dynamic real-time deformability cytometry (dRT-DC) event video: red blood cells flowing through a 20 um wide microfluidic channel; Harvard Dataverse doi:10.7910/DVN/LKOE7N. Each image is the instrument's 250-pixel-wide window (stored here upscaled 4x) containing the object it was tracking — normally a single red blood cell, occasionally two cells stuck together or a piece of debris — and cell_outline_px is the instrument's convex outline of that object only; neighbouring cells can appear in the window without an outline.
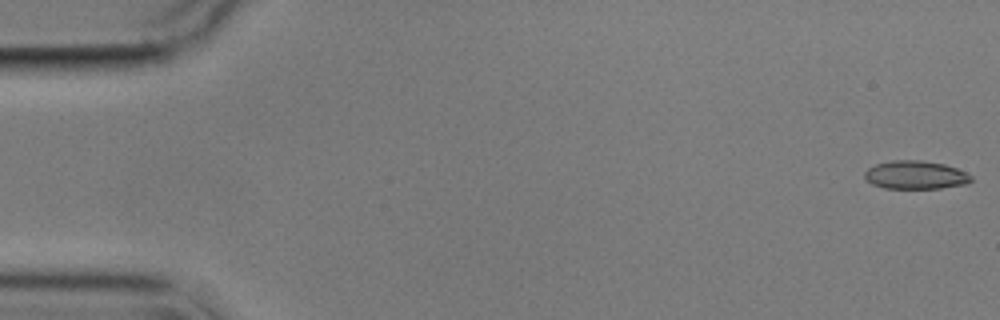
{"species": "common noctule bat (a hibernating species)", "species_latin": "Nyctalus noctula", "temperature_condition": "cold", "stored_images_in_passage": 4, "camera_frame_rate_fps": 3000, "um_per_image_px": 0.085, "animal": {"sex": "male", "body_mass_g": 17.9}, "frame": {"image": 1, "passage_image": 1, "time_ms": 0.0, "image_size_px": [1000, 320], "cell_outline_px": [[972, 180], [968, 184], [940, 188], [884, 188], [872, 184], [864, 176], [864, 172], [868, 168], [876, 164], [892, 160], [920, 160], [944, 164], [956, 168], [972, 176]], "centroid_in_image_um": [77.82, 14.87], "position_along_channel_um": 7.2, "area_um2": 17.51}}
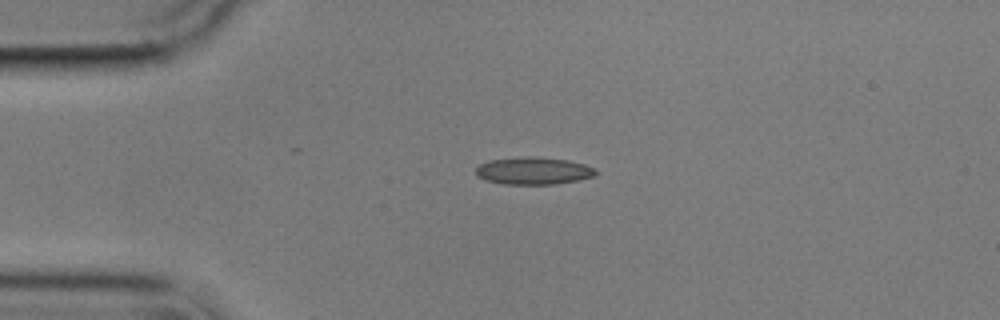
{"frame": {"image": 2, "passage_image": 4, "time_ms": 4.0, "image_size_px": [1000, 320], "cell_outline_px": [[600, 172], [596, 176], [556, 184], [504, 184], [484, 180], [476, 176], [476, 168], [480, 164], [488, 160], [528, 156], [532, 156], [568, 160], [584, 164], [596, 168]], "centroid_in_image_um": [45.36, 14.52], "position_along_channel_um": 39.6, "area_um2": 19.31}}